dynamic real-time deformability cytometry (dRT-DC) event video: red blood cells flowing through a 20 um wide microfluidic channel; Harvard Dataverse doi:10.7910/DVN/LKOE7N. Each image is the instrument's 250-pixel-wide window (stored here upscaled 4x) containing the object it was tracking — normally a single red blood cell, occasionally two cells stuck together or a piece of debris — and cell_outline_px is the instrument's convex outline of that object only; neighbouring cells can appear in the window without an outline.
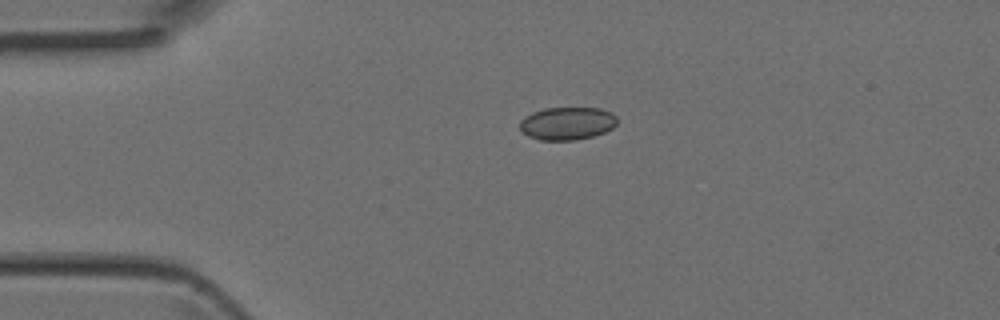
{"species": "Egyptian fruit bat (a non-hibernating species)", "species_latin": "Rousettus aegyptiacus", "temperature_condition": "room temperature", "stored_images_in_passage": 2, "camera_frame_rate_fps": 3000, "um_per_image_px": 0.085, "animal": {"sex": "female"}, "frame": {"image": 1, "passage_image": 1, "time_ms": 0.0, "image_size_px": [1000, 320], "cell_outline_px": [[616, 124], [612, 128], [604, 132], [592, 136], [576, 140], [540, 140], [528, 136], [520, 132], [520, 120], [524, 116], [532, 112], [544, 108], [600, 108], [612, 112], [616, 116]], "centroid_in_image_um": [48.18, 10.49], "position_along_channel_um": 36.8, "area_um2": 18.79}}